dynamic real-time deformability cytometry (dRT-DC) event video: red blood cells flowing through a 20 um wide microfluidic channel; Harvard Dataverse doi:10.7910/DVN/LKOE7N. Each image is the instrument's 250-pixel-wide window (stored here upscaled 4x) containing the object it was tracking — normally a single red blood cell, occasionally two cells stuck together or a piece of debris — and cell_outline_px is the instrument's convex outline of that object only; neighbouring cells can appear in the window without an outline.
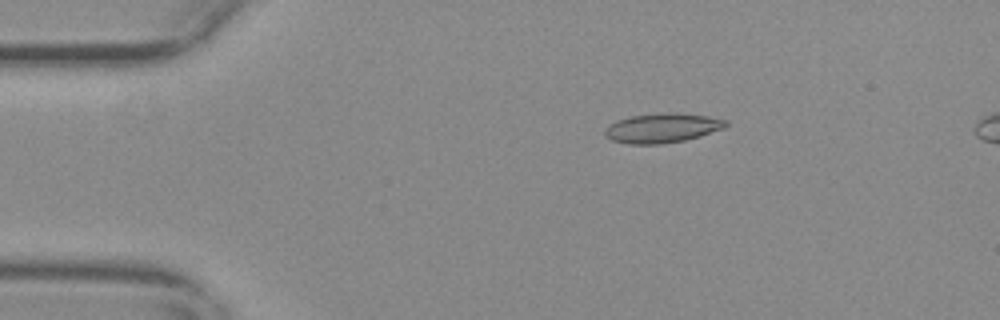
{"species": "common noctule bat (a hibernating species)", "species_latin": "Nyctalus noctula", "temperature_condition": "warm", "stored_images_in_passage": 57, "camera_frame_rate_fps": 3000, "um_per_image_px": 0.085, "animal": {"sex": "female", "body_mass_g": 29.2, "forearm_length_mm": 56.3}, "frame": {"image": 1, "passage_image": 10, "time_ms": 3.0, "image_size_px": [1000, 320], "cell_outline_px": [[728, 124], [724, 128], [700, 136], [684, 140], [660, 144], [628, 144], [612, 140], [604, 136], [604, 132], [616, 120], [632, 116], [664, 112], [672, 112], [708, 116], [728, 120]], "centroid_in_image_um": [56.31, 10.88], "position_along_channel_um": 28.7, "area_um2": 20.69}}
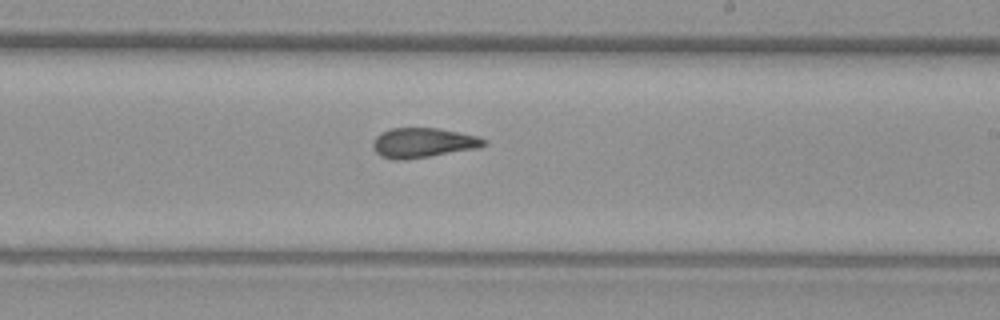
{"frame": {"image": 2, "passage_image": 33, "time_ms": 10.667, "image_size_px": [1000, 320], "cell_outline_px": [[488, 140], [484, 144], [476, 148], [404, 160], [392, 160], [380, 156], [372, 148], [372, 144], [376, 136], [380, 132], [388, 128], [440, 128], [476, 136]], "centroid_in_image_um": [35.88, 12.13], "position_along_channel_um": 253.1, "area_um2": 19.19}}
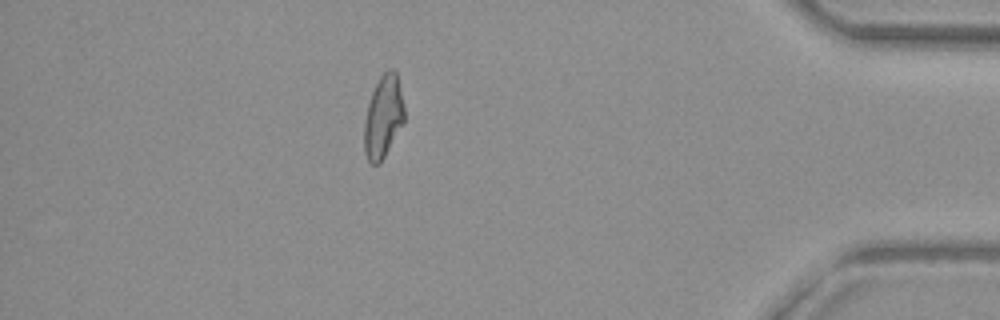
{"frame": {"image": 3, "passage_image": 49, "time_ms": 16.0, "image_size_px": [1000, 320], "cell_outline_px": [[404, 120], [380, 164], [372, 164], [368, 160], [364, 152], [364, 120], [368, 104], [372, 92], [380, 76], [388, 68], [392, 68], [396, 72], [404, 108]], "centroid_in_image_um": [32.55, 9.93], "position_along_channel_um": 402.6, "area_um2": 19.02}, "authors_computed_cell_mechanics": {"area_um2": 19.5364, "velocity_mm_per_s": 3.678, "shape_relaxation_time_tau1_ms": null, "shape_relaxation_time_tau2_ms": 1.61, "deformation_change_tau1": null, "deformation_change_tau2": 0.0863}}